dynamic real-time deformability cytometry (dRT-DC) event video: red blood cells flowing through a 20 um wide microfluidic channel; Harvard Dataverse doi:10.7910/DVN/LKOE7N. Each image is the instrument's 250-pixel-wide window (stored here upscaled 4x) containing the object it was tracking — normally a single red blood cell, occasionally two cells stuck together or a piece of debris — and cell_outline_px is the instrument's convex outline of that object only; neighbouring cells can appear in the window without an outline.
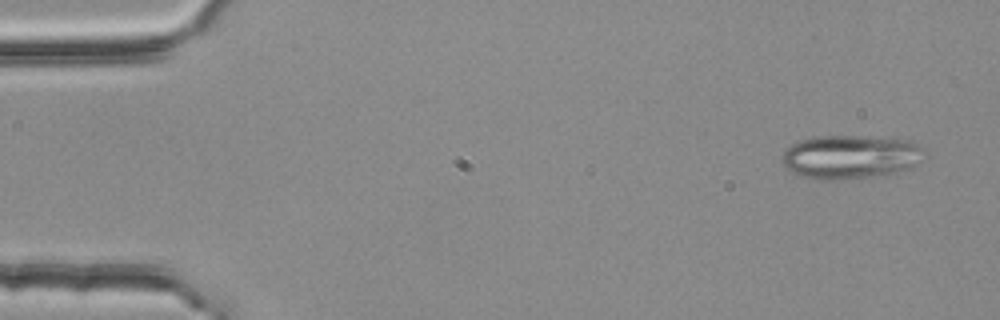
{"species": "common noctule bat (a hibernating species)", "species_latin": "Nyctalus noctula", "temperature_condition": "room temperature", "stored_images_in_passage": 4, "camera_frame_rate_fps": 3000, "um_per_image_px": 0.085, "animal": {"sex": "female", "body_mass_g": 25.1}, "frame": {"image": 1, "passage_image": 1, "time_ms": 0.0, "image_size_px": [1000, 320], "cell_outline_px": [[928, 156], [920, 164], [912, 168], [884, 176], [828, 180], [824, 180], [804, 176], [792, 172], [784, 164], [784, 152], [796, 140], [820, 136], [856, 136], [908, 140], [916, 144]], "centroid_in_image_um": [72.37, 13.34], "position_along_channel_um": 12.6, "area_um2": 36.36}}